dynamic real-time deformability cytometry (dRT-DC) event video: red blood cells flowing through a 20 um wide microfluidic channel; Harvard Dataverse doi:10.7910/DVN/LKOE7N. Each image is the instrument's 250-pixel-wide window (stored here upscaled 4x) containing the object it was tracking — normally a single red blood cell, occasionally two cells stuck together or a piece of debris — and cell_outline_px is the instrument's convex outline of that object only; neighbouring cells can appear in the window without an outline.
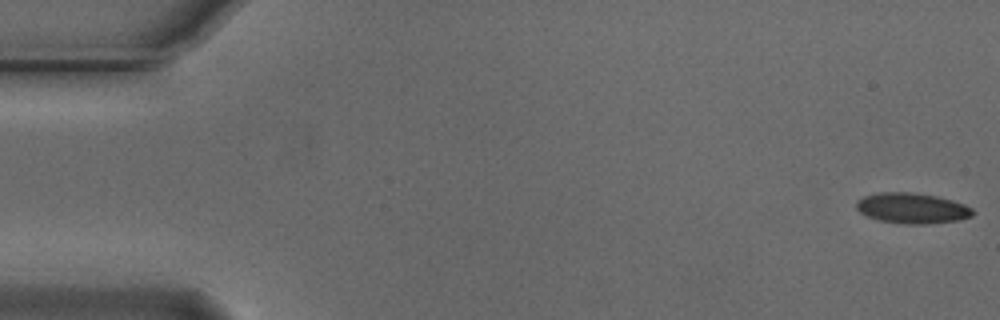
{"species": "Egyptian fruit bat (a non-hibernating species)", "species_latin": "Rousettus aegyptiacus", "temperature_condition": "cold", "stored_images_in_passage": 55, "camera_frame_rate_fps": 3000, "um_per_image_px": 0.085, "animal": {"sex": "male"}, "frame": {"image": 1, "passage_image": 1, "time_ms": 0.0, "image_size_px": [1000, 320], "cell_outline_px": [[976, 212], [972, 216], [960, 220], [928, 224], [904, 224], [880, 220], [868, 216], [860, 212], [856, 208], [856, 200], [864, 196], [880, 192], [908, 192], [936, 196], [952, 200], [964, 204], [972, 208]], "centroid_in_image_um": [77.55, 17.7], "position_along_channel_um": 7.5, "area_um2": 20.75}}
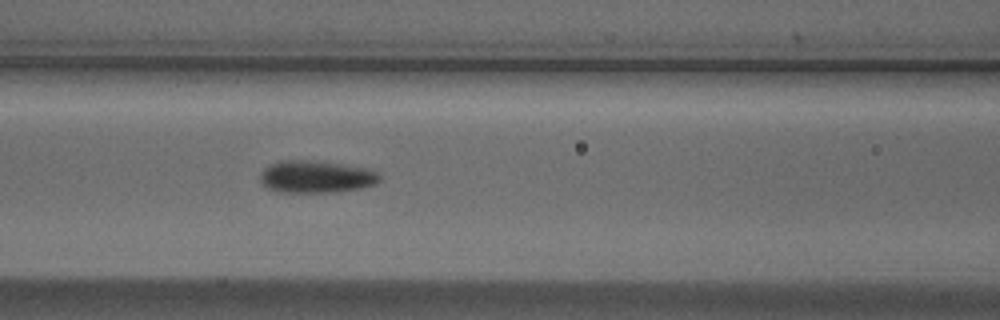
{"frame": {"image": 2, "passage_image": 23, "time_ms": 7.333, "image_size_px": [1000, 320], "cell_outline_px": [[380, 180], [376, 184], [360, 188], [336, 192], [284, 192], [268, 188], [260, 180], [260, 172], [268, 164], [280, 160], [304, 160], [376, 168], [380, 176]], "centroid_in_image_um": [26.91, 15.01], "position_along_channel_um": 139.7, "area_um2": 22.66}}
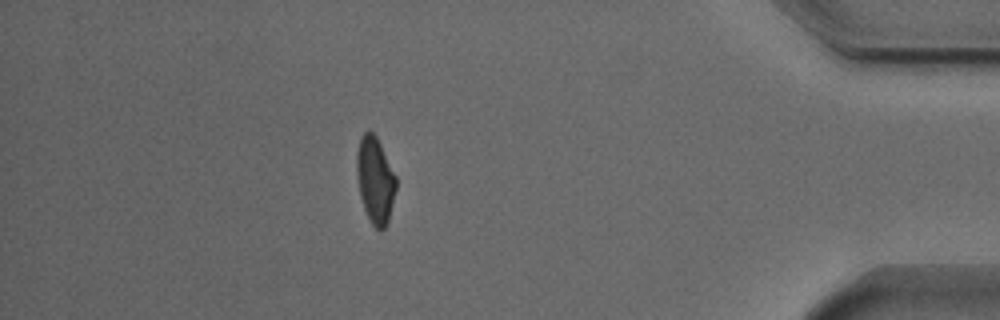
{"frame": {"image": 3, "passage_image": 48, "time_ms": 15.667, "image_size_px": [1000, 320], "cell_outline_px": [[396, 188], [388, 220], [384, 228], [380, 232], [372, 224], [364, 208], [360, 196], [356, 172], [356, 152], [360, 136], [368, 128], [376, 136], [396, 176]], "centroid_in_image_um": [31.87, 15.27], "position_along_channel_um": 403.3, "area_um2": 19.77}, "authors_computed_cell_mechanics": {"area_um2": 20.9236, "velocity_mm_per_s": 3.7391, "shape_relaxation_time_tau1_ms": 3.7835, "shape_relaxation_time_tau2_ms": 4.8754, "deformation_change_tau1": 0.1184, "deformation_change_tau2": 0.1049}}